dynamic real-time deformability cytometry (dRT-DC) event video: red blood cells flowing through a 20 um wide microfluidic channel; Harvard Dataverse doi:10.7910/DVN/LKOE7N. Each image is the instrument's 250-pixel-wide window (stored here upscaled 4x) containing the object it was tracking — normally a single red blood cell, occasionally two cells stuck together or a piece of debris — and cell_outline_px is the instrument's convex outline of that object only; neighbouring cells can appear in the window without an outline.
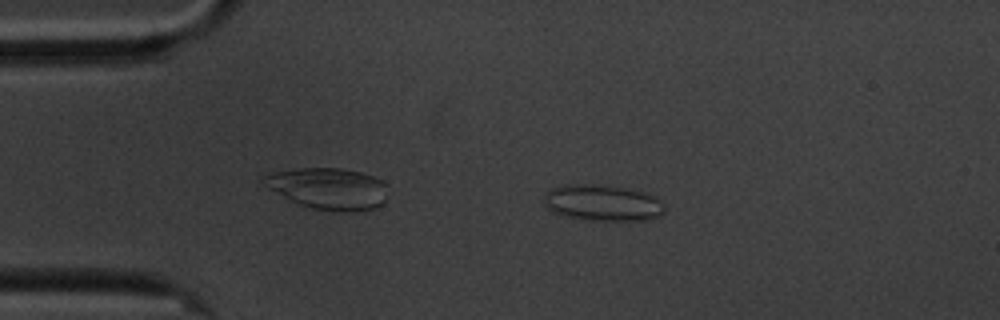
{"species": "common noctule bat (a hibernating species)", "species_latin": "Nyctalus noctula", "temperature_condition": "cold", "stored_images_in_passage": 55, "camera_frame_rate_fps": 3000, "um_per_image_px": 0.085, "animal": {"sex": "male", "body_mass_g": 20.1, "forearm_length_mm": 53.5}, "frame": {"image": 1, "passage_image": 8, "time_ms": 2.333, "image_size_px": [1000, 320], "cell_outline_px": [[664, 212], [656, 216], [644, 220], [588, 220], [564, 216], [552, 212], [544, 204], [544, 196], [552, 188], [560, 184], [592, 184], [624, 188], [644, 192], [656, 196], [664, 204]], "centroid_in_image_um": [51.19, 17.23], "position_along_channel_um": 33.8, "area_um2": 25.43}}
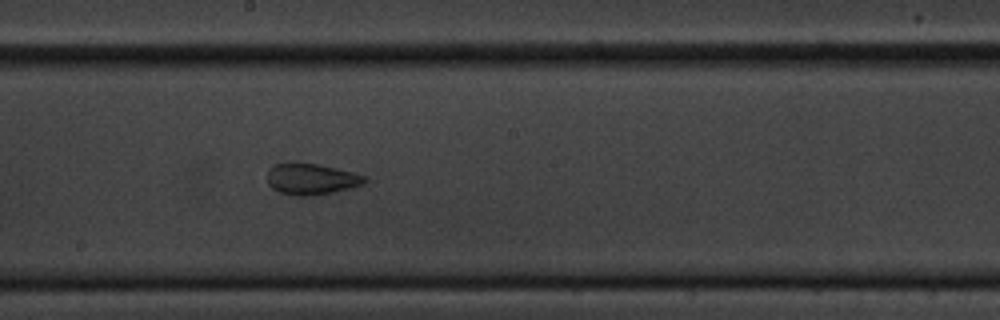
{"frame": {"image": 2, "passage_image": 28, "time_ms": 9.0, "image_size_px": [1000, 320], "cell_outline_px": [[368, 180], [364, 184], [332, 192], [312, 196], [296, 196], [280, 192], [272, 188], [268, 184], [268, 168], [272, 164], [288, 160], [296, 160], [320, 164], [352, 172], [364, 176]], "centroid_in_image_um": [26.39, 15.17], "position_along_channel_um": 221.8, "area_um2": 18.26}}
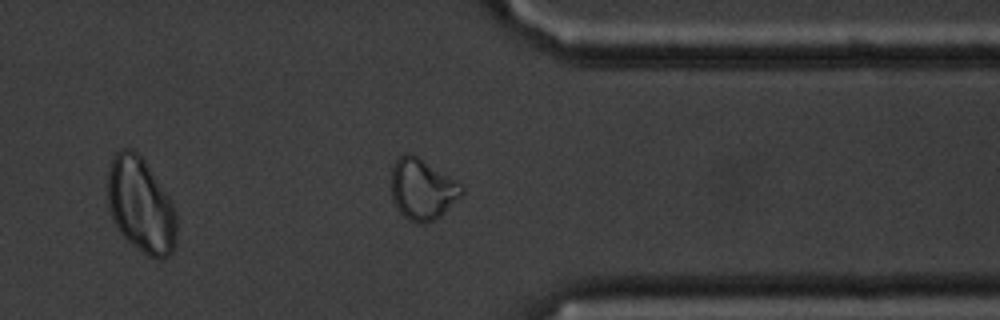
{"frame": {"image": 3, "passage_image": 42, "time_ms": 13.667, "image_size_px": [1000, 320], "cell_outline_px": [[464, 192], [440, 216], [424, 224], [420, 224], [408, 220], [396, 208], [392, 200], [392, 168], [396, 160], [404, 152], [408, 152], [416, 156], [456, 180], [464, 188]], "centroid_in_image_um": [35.87, 16.09], "position_along_channel_um": 375.5, "area_um2": 24.74}, "authors_computed_cell_mechanics": {"area_um2": 21.8484, "velocity_mm_per_s": 3.3939, "shape_relaxation_time_tau1_ms": null, "shape_relaxation_time_tau2_ms": 1.5843, "deformation_change_tau1": null, "deformation_change_tau2": 0.0904}}